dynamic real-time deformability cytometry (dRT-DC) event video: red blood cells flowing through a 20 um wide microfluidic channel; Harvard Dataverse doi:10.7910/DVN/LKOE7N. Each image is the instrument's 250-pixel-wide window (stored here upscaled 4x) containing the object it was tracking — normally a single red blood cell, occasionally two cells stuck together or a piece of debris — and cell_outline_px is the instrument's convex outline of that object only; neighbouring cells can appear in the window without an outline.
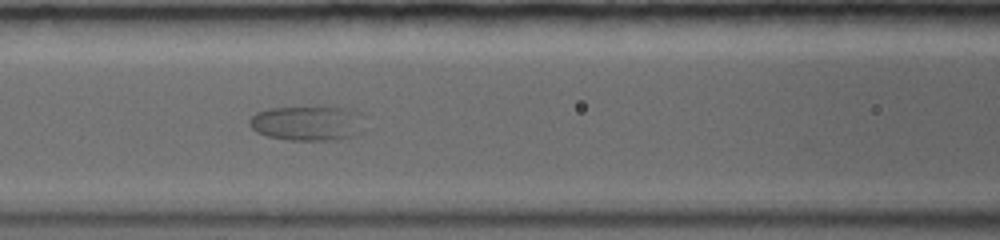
{"species": "common noctule bat (a hibernating species)", "species_latin": "Nyctalus noctula", "temperature_condition": "warm", "stored_images_in_passage": 60, "camera_frame_rate_fps": 5000, "um_per_image_px": 0.085, "animal": {"sex": "female", "body_mass_g": 19.0, "forearm_length_mm": 56.7}, "frame": {"image": 1, "passage_image": 18, "time_ms": 5.8, "image_size_px": [1000, 240], "cell_outline_px": [[360, 132], [352, 136], [336, 140], [292, 140], [268, 136], [256, 132], [248, 124], [248, 120], [256, 112], [268, 108], [320, 104], [356, 108], [360, 112]], "centroid_in_image_um": [26.13, 10.4], "position_along_channel_um": 140.5, "area_um2": 24.33}}
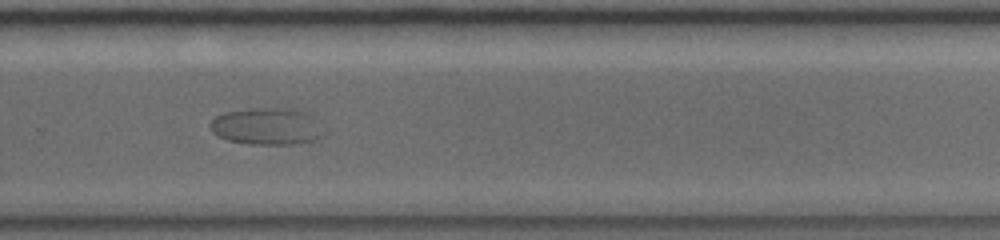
{"frame": {"image": 2, "passage_image": 32, "time_ms": 10.6, "image_size_px": [1000, 240], "cell_outline_px": [[328, 132], [324, 136], [316, 140], [296, 144], [248, 144], [228, 140], [212, 132], [208, 124], [216, 116], [224, 112], [260, 108], [292, 108], [308, 112]], "centroid_in_image_um": [22.76, 10.74], "position_along_channel_um": 307.0, "area_um2": 24.8}}
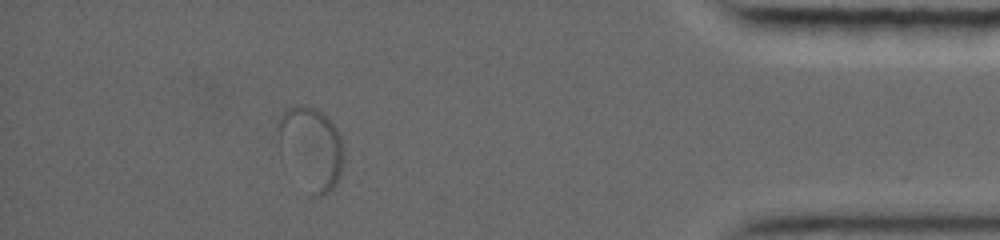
{"frame": {"image": 3, "passage_image": 45, "time_ms": 15.0, "image_size_px": [1000, 240], "cell_outline_px": [[344, 160], [340, 176], [336, 184], [324, 196], [312, 196], [280, 160], [276, 132], [276, 120], [280, 112], [284, 108], [296, 104], [304, 104], [316, 108], [328, 116], [336, 128], [340, 136], [344, 156]], "centroid_in_image_um": [26.35, 12.55], "position_along_channel_um": 408.8, "area_um2": 33.18}}